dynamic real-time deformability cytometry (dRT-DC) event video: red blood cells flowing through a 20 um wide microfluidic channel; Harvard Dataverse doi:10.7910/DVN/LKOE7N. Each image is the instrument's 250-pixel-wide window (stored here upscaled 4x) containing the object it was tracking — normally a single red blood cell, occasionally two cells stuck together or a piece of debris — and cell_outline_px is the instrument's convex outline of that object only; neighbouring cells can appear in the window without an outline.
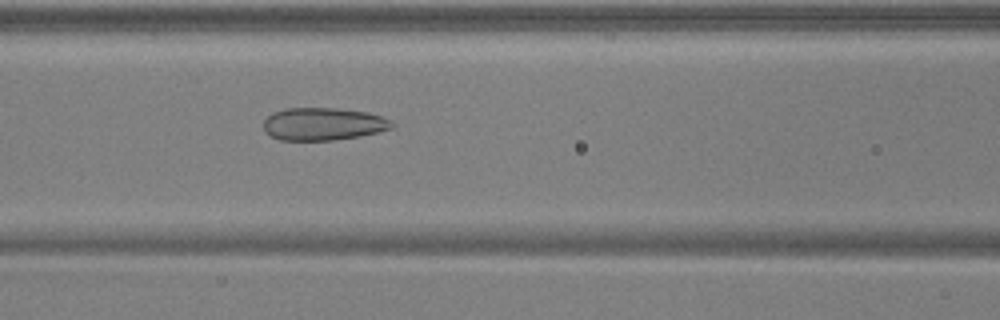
{"species": "common noctule bat (a hibernating species)", "species_latin": "Nyctalus noctula", "temperature_condition": "warm", "stored_images_in_passage": 46, "camera_frame_rate_fps": 3000, "um_per_image_px": 0.085, "animal": {"sex": "male", "body_mass_g": 17.9, "forearm_length_mm": 54.2}, "frame": {"image": 1, "passage_image": 17, "time_ms": 5.333, "image_size_px": [1000, 320], "cell_outline_px": [[396, 124], [392, 128], [360, 136], [332, 140], [280, 140], [264, 132], [264, 120], [272, 112], [284, 108], [336, 108], [368, 112], [384, 116], [392, 120]], "centroid_in_image_um": [27.49, 10.53], "position_along_channel_um": 139.1, "area_um2": 24.62}}
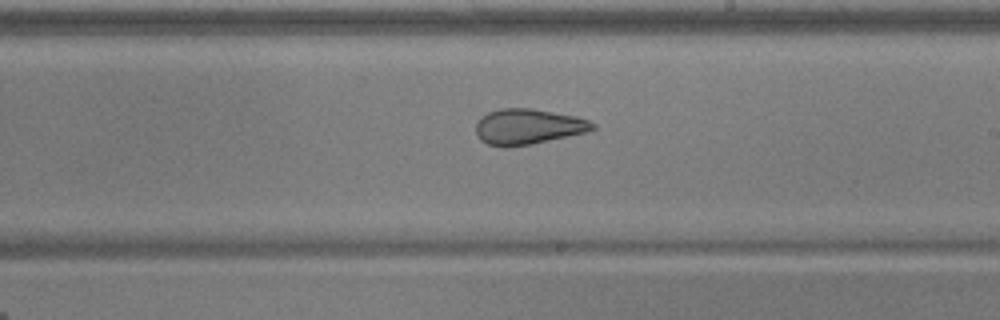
{"frame": {"image": 2, "passage_image": 25, "time_ms": 8.0, "image_size_px": [1000, 320], "cell_outline_px": [[596, 128], [588, 132], [532, 144], [488, 144], [480, 140], [476, 132], [476, 124], [480, 116], [488, 112], [500, 108], [532, 108], [576, 116], [588, 120], [596, 124]], "centroid_in_image_um": [44.92, 10.72], "position_along_channel_um": 244.1, "area_um2": 23.81}}
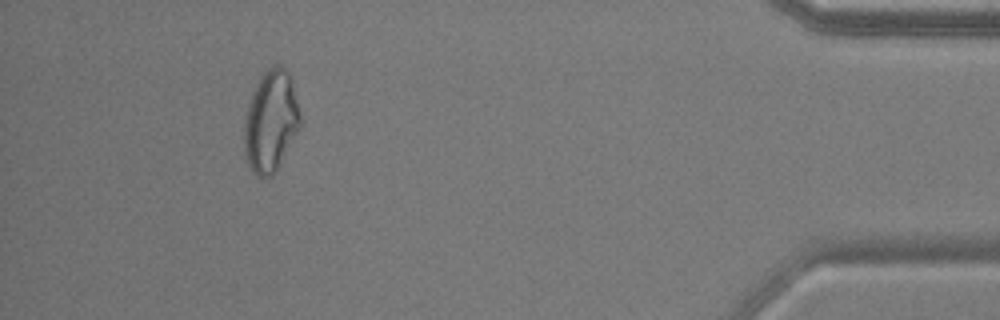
{"frame": {"image": 3, "passage_image": 42, "time_ms": 13.667, "image_size_px": [1000, 320], "cell_outline_px": [[300, 128], [276, 172], [272, 176], [256, 176], [252, 172], [248, 164], [244, 152], [244, 116], [248, 100], [260, 76], [268, 68], [276, 64], [280, 64], [288, 72], [292, 80], [300, 112]], "centroid_in_image_um": [23.0, 10.3], "position_along_channel_um": 412.2, "area_um2": 33.58}, "authors_computed_cell_mechanics": {"area_um2": 29.5647, "velocity_mm_per_s": 3.9401, "shape_relaxation_time_tau1_ms": null, "shape_relaxation_time_tau2_ms": 1.4276, "deformation_change_tau1": null, "deformation_change_tau2": 0.0811}}